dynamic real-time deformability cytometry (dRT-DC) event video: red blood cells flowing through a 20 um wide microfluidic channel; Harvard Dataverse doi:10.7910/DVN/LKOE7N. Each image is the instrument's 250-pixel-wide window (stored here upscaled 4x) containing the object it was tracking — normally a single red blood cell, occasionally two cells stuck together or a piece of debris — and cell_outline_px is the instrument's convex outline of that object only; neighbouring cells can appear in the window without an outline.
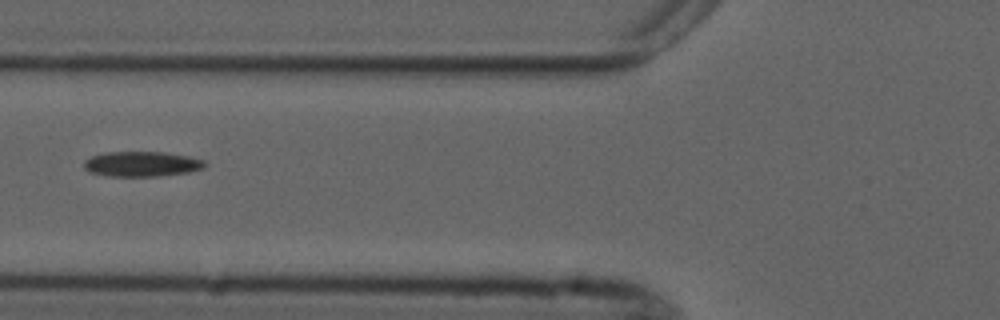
{"species": "common noctule bat (a hibernating species)", "species_latin": "Nyctalus noctula", "temperature_condition": "cold", "stored_images_in_passage": 7, "camera_frame_rate_fps": 3000, "um_per_image_px": 0.085, "animal": {"sex": "male", "forearm_length_mm": 52.5}, "frame": {"image": 1, "passage_image": 7, "time_ms": 6.667, "image_size_px": [1000, 320], "cell_outline_px": [[208, 164], [204, 168], [188, 172], [160, 176], [108, 176], [88, 172], [84, 168], [84, 160], [92, 156], [104, 152], [164, 152], [188, 156], [204, 160]], "centroid_in_image_um": [12.05, 13.94], "position_along_channel_um": 113.8, "area_um2": 17.8}}